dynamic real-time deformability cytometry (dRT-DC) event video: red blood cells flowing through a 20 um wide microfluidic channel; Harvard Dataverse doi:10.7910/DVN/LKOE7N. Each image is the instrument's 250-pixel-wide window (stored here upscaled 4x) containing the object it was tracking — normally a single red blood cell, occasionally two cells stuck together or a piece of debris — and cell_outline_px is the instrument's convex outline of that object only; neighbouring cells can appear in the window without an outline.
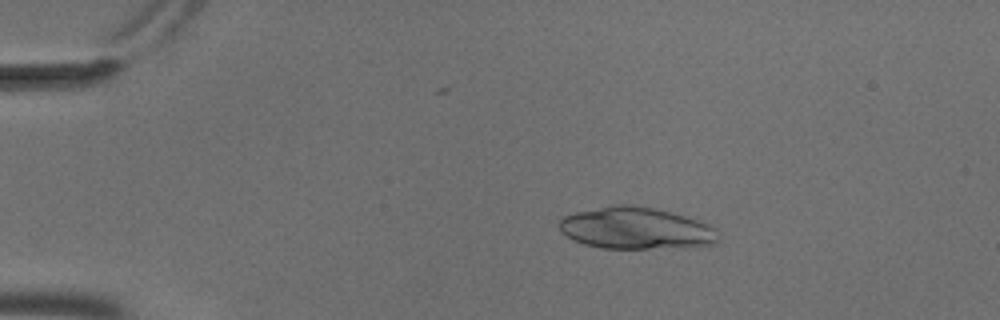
{"species": "common noctule bat (a hibernating species)", "species_latin": "Nyctalus noctula", "temperature_condition": "cold", "stored_images_in_passage": 15, "camera_frame_rate_fps": 3000, "um_per_image_px": 0.085, "animal": {"sex": "male", "body_mass_g": 18.8}, "frame": {"image": 1, "passage_image": 10, "time_ms": 3.0, "image_size_px": [1000, 320], "cell_outline_px": [[720, 240], [712, 244], [648, 248], [604, 248], [584, 244], [572, 240], [560, 232], [560, 220], [564, 216], [576, 212], [612, 204], [628, 204], [652, 208], [688, 216], [708, 224], [720, 236]], "centroid_in_image_um": [54.01, 19.38], "position_along_channel_um": 31.0, "area_um2": 38.44}}